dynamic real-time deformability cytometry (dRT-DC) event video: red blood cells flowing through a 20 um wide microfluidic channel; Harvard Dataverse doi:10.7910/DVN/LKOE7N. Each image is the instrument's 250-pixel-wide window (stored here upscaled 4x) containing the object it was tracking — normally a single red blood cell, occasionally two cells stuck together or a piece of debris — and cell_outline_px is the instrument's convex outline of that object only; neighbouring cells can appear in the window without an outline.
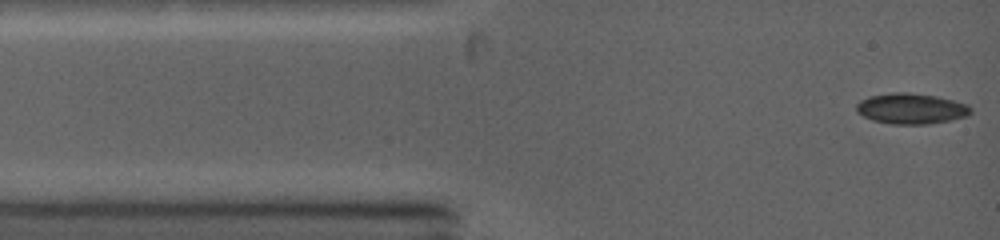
{"species": "common noctule bat (a hibernating species)", "species_latin": "Nyctalus noctula", "temperature_condition": "warm", "stored_images_in_passage": 45, "camera_frame_rate_fps": 5000, "um_per_image_px": 0.085, "animal": {"sex": "female", "body_mass_g": 19.0, "forearm_length_mm": 53.3}, "frame": {"image": 1, "passage_image": 1, "time_ms": 0.0, "image_size_px": [1000, 240], "cell_outline_px": [[972, 112], [968, 116], [928, 124], [892, 124], [872, 120], [856, 112], [856, 104], [860, 100], [868, 96], [892, 92], [904, 92], [936, 96], [968, 104], [972, 108]], "centroid_in_image_um": [77.43, 9.23], "position_along_channel_um": 7.6, "area_um2": 20.46}}
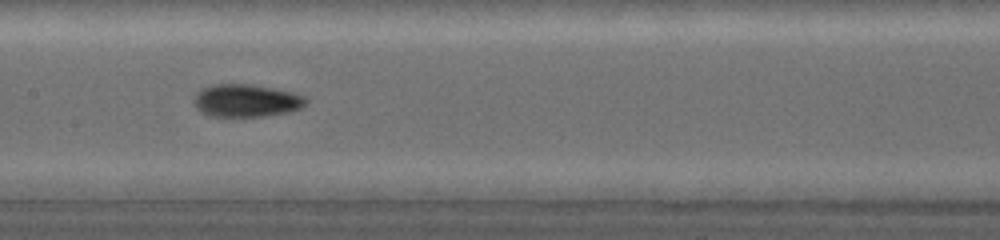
{"frame": {"image": 2, "passage_image": 18, "time_ms": 5.4, "image_size_px": [1000, 240], "cell_outline_px": [[308, 100], [300, 108], [292, 112], [268, 116], [208, 116], [200, 112], [192, 104], [192, 100], [196, 92], [204, 88], [216, 84], [248, 84], [272, 88], [292, 92], [304, 96]], "centroid_in_image_um": [20.9, 8.56], "position_along_channel_um": 186.5, "area_um2": 21.5}}
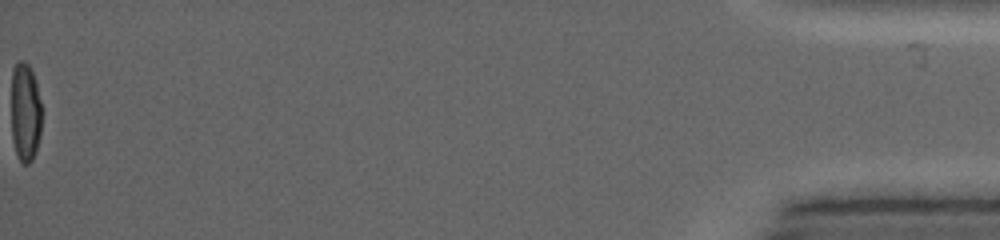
{"frame": {"image": 3, "passage_image": 45, "time_ms": 14.8, "image_size_px": [1000, 240], "cell_outline_px": [[40, 136], [36, 152], [32, 160], [28, 164], [20, 164], [16, 156], [12, 140], [12, 68], [20, 60], [24, 60], [32, 68], [36, 80], [40, 100]], "centroid_in_image_um": [2.14, 9.56], "position_along_channel_um": 433.1, "area_um2": 17.86}, "authors_computed_cell_mechanics": {"area_um2": 19.8254, "velocity_mm_per_s": 4.2834, "shape_relaxation_time_tau1_ms": 6.7785, "shape_relaxation_time_tau2_ms": 2.4253, "deformation_change_tau1": 0.2028, "deformation_change_tau2": 0.0442}}